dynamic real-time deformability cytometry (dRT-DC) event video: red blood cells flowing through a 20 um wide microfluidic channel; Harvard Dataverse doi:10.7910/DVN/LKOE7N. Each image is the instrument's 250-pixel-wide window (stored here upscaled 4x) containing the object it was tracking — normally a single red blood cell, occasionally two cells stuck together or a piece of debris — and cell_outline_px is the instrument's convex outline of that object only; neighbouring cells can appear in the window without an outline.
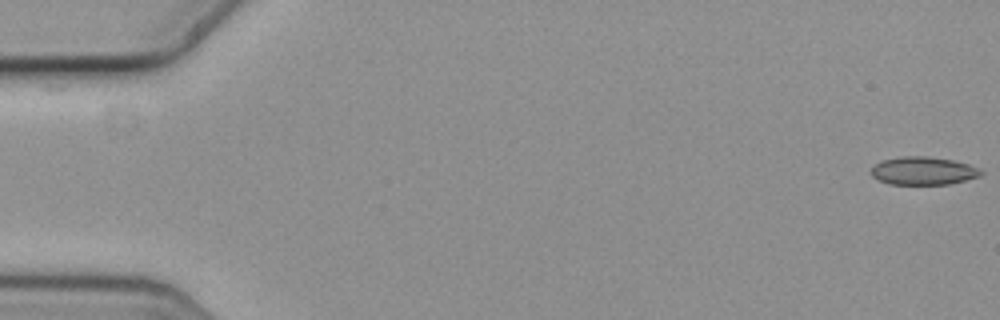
{"species": "common noctule bat (a hibernating species)", "species_latin": "Nyctalus noctula", "temperature_condition": "cold", "stored_images_in_passage": 28, "camera_frame_rate_fps": 3000, "um_per_image_px": 0.085, "animal": {"sex": "female", "body_mass_g": 19.3, "forearm_length_mm": 54.1}, "frame": {"image": 1, "passage_image": 1, "time_ms": 0.0, "image_size_px": [1000, 320], "cell_outline_px": [[984, 172], [980, 176], [948, 184], [892, 184], [880, 180], [872, 176], [872, 168], [880, 160], [900, 156], [928, 156], [952, 160], [968, 164], [980, 168]], "centroid_in_image_um": [78.49, 14.51], "position_along_channel_um": 6.5, "area_um2": 17.86}}
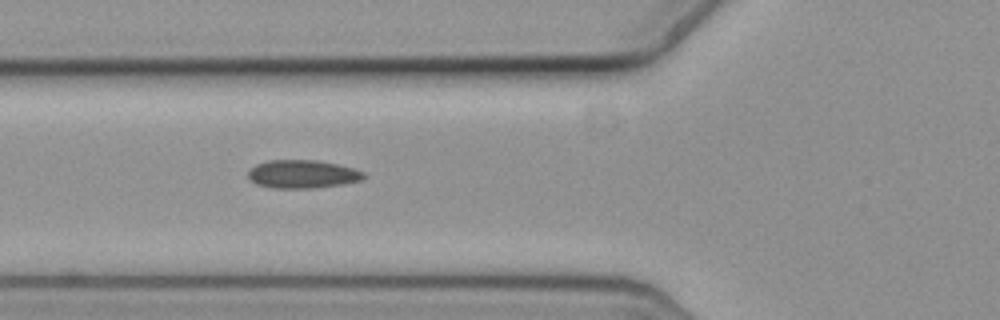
{"frame": {"image": 2, "passage_image": 22, "time_ms": 7.0, "image_size_px": [1000, 320], "cell_outline_px": [[368, 176], [360, 180], [344, 184], [316, 188], [272, 188], [256, 184], [248, 180], [248, 172], [256, 164], [268, 160], [316, 160], [336, 164], [352, 168], [364, 172]], "centroid_in_image_um": [25.7, 14.81], "position_along_channel_um": 100.1, "area_um2": 19.13}}
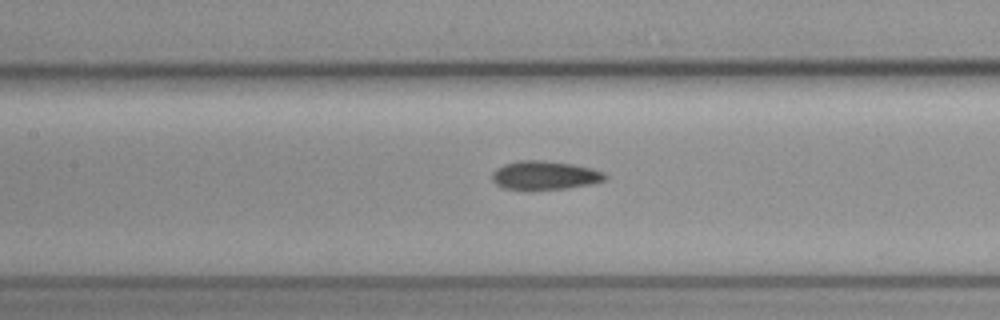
{"frame": {"image": 3, "passage_image": 27, "time_ms": 8.667, "image_size_px": [1000, 320], "cell_outline_px": [[608, 176], [604, 180], [592, 184], [568, 188], [528, 192], [504, 188], [496, 184], [492, 180], [492, 172], [496, 168], [504, 164], [516, 160], [544, 160], [572, 164], [592, 168], [604, 172]], "centroid_in_image_um": [46.27, 14.93], "position_along_channel_um": 161.1, "area_um2": 19.59}}